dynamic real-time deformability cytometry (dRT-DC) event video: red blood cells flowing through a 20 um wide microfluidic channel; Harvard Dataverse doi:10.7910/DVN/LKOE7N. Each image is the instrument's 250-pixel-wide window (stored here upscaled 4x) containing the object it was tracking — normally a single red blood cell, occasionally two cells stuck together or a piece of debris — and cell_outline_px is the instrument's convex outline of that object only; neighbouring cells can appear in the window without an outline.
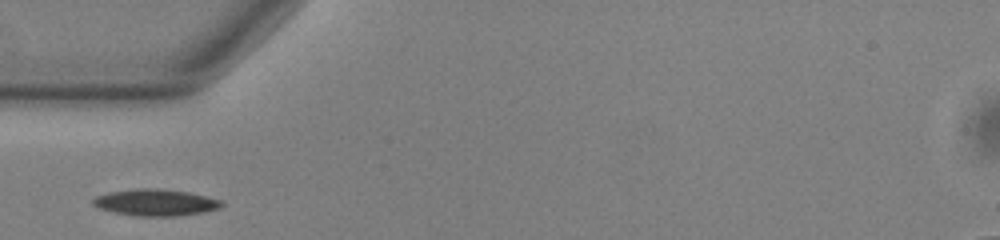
{"species": "common noctule bat (a hibernating species)", "species_latin": "Nyctalus noctula", "temperature_condition": "warm", "stored_images_in_passage": 37, "camera_frame_rate_fps": 3000, "um_per_image_px": 0.085, "animal": {"sex": "male", "body_mass_g": 13.0, "forearm_length_mm": 53.1}, "frame": {"image": 1, "passage_image": 1, "time_ms": 0.0, "image_size_px": [1000, 240], "cell_outline_px": [[224, 204], [220, 208], [204, 212], [176, 216], [136, 216], [116, 212], [100, 208], [92, 204], [92, 200], [96, 196], [108, 192], [140, 188], [160, 188], [188, 192], [220, 200]], "centroid_in_image_um": [13.22, 17.21], "position_along_channel_um": 71.8, "area_um2": 19.83}}
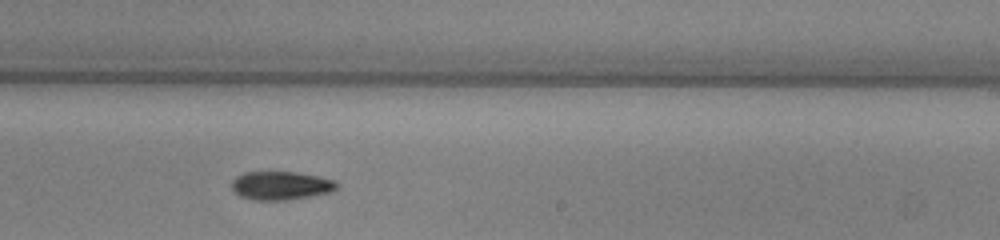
{"frame": {"image": 2, "passage_image": 16, "time_ms": 5.0, "image_size_px": [1000, 240], "cell_outline_px": [[340, 188], [332, 192], [312, 196], [288, 200], [256, 200], [240, 196], [232, 188], [232, 180], [236, 176], [244, 172], [296, 172], [320, 176], [336, 180], [340, 184]], "centroid_in_image_um": [23.96, 15.77], "position_along_channel_um": 265.0, "area_um2": 17.74}}
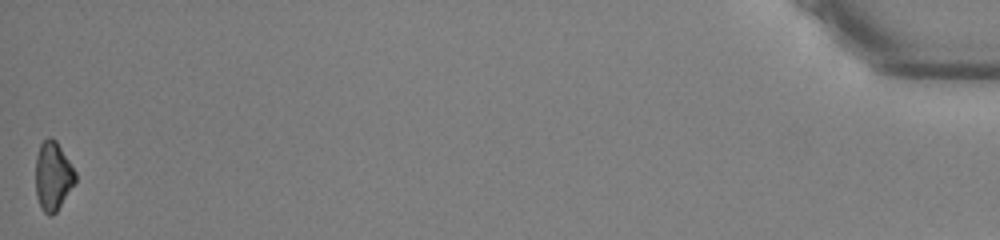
{"frame": {"image": 3, "passage_image": 37, "time_ms": 12.0, "image_size_px": [1000, 240], "cell_outline_px": [[76, 180], [56, 212], [52, 216], [48, 216], [40, 208], [36, 196], [36, 156], [40, 144], [48, 136], [52, 136], [56, 140], [76, 172]], "centroid_in_image_um": [4.48, 14.96], "position_along_channel_um": 430.7, "area_um2": 15.95}}